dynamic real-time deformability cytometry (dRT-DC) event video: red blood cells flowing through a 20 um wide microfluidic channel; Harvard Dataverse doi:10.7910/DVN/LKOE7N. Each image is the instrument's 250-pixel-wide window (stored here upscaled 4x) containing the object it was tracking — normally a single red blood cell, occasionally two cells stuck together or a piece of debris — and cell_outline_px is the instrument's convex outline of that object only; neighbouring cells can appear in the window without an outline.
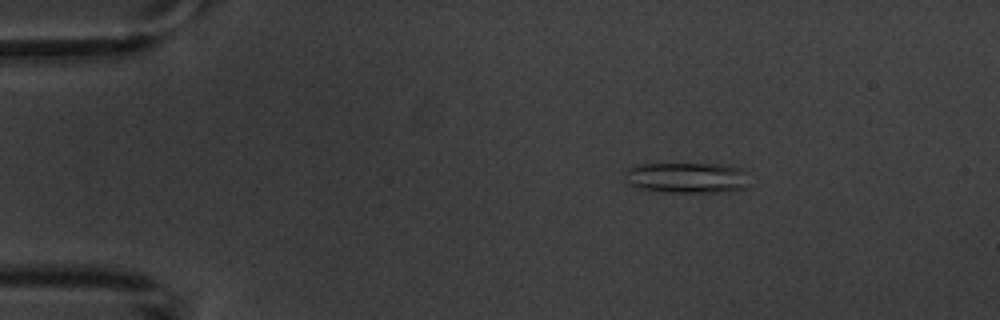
{"species": "common noctule bat (a hibernating species)", "species_latin": "Nyctalus noctula", "temperature_condition": "warm", "stored_images_in_passage": 3, "camera_frame_rate_fps": 3000, "um_per_image_px": 0.085, "animal": {"sex": "male", "body_mass_g": 20.1, "forearm_length_mm": 53.5}, "frame": {"image": 1, "passage_image": 1, "time_ms": 0.0, "image_size_px": [1000, 320], "cell_outline_px": [[744, 188], [716, 192], [672, 192], [644, 188], [632, 184], [628, 180], [628, 168], [640, 164], [720, 164], [744, 168]], "centroid_in_image_um": [58.42, 15.08], "position_along_channel_um": 26.6, "area_um2": 21.33}}